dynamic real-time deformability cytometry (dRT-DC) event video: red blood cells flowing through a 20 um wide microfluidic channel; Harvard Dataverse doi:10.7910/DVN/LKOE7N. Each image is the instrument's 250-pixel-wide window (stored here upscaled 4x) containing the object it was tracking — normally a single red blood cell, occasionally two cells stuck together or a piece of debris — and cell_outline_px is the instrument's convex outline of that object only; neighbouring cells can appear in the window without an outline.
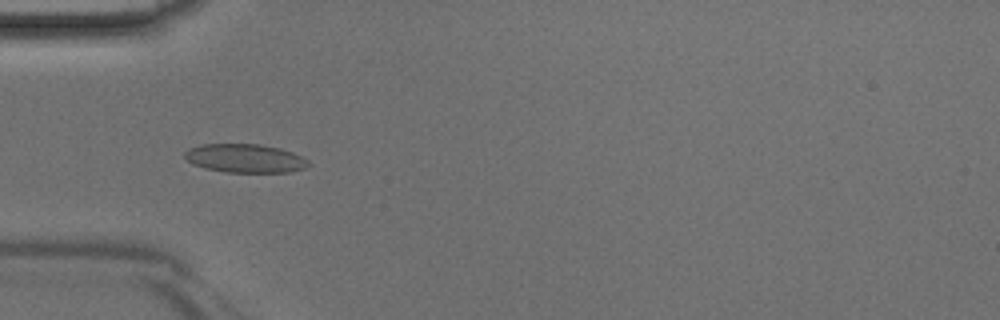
{"species": "Egyptian fruit bat (a non-hibernating species)", "species_latin": "Rousettus aegyptiacus", "temperature_condition": "room temperature", "stored_images_in_passage": 16, "camera_frame_rate_fps": 3000, "um_per_image_px": 0.085, "animal": {"sex": "male"}, "frame": {"image": 1, "passage_image": 3, "time_ms": 0.667, "image_size_px": [1000, 320], "cell_outline_px": [[312, 164], [304, 168], [292, 172], [228, 172], [204, 168], [192, 164], [184, 156], [184, 152], [188, 148], [204, 144], [260, 144], [280, 148], [292, 152], [308, 160]], "centroid_in_image_um": [20.84, 13.46], "position_along_channel_um": 64.2, "area_um2": 20.69}}